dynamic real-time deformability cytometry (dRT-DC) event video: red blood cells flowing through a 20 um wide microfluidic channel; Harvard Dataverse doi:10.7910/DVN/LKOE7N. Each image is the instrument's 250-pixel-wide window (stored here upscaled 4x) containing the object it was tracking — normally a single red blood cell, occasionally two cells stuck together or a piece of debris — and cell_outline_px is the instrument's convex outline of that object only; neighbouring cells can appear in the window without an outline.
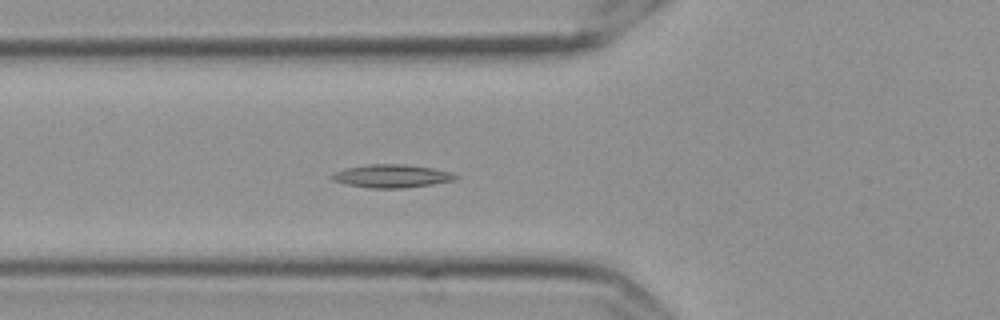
{"species": "Egyptian fruit bat (a non-hibernating species)", "species_latin": "Rousettus aegyptiacus", "temperature_condition": "cold", "stored_images_in_passage": 59, "camera_frame_rate_fps": 3000, "um_per_image_px": 0.085, "frame": {"image": 1, "passage_image": 23, "time_ms": 7.333, "image_size_px": [1000, 320], "cell_outline_px": [[460, 176], [456, 180], [432, 184], [404, 188], [368, 188], [344, 184], [332, 180], [328, 176], [332, 172], [344, 168], [368, 164], [404, 164], [432, 168], [452, 172]], "centroid_in_image_um": [33.25, 14.96], "position_along_channel_um": 92.6, "area_um2": 16.99}}
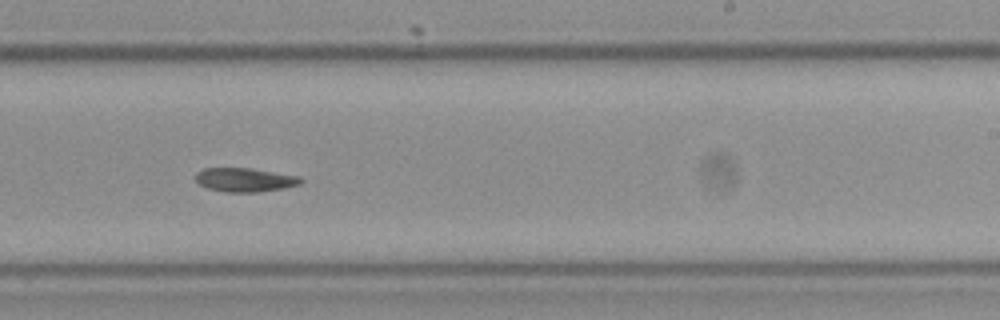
{"frame": {"image": 2, "passage_image": 38, "time_ms": 12.333, "image_size_px": [1000, 320], "cell_outline_px": [[304, 180], [300, 184], [280, 188], [256, 192], [224, 192], [208, 188], [200, 184], [196, 180], [196, 172], [204, 168], [252, 168], [300, 176]], "centroid_in_image_um": [20.81, 15.27], "position_along_channel_um": 268.2, "area_um2": 14.57}}
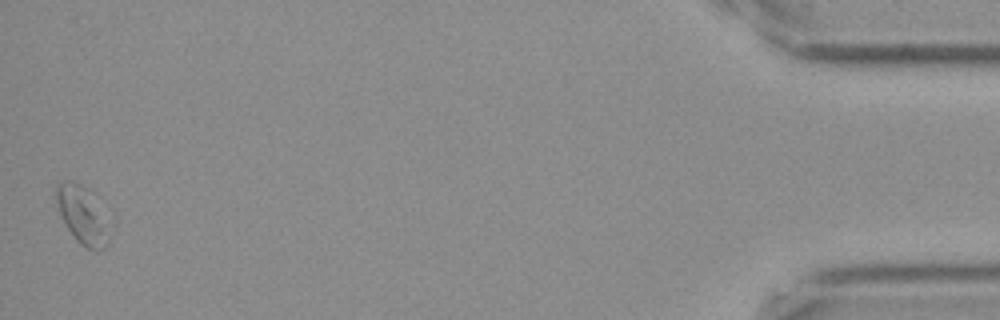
{"frame": {"image": 3, "passage_image": 59, "time_ms": 19.333, "image_size_px": [1000, 320], "cell_outline_px": [[108, 244], [100, 252], [96, 252], [80, 244], [76, 240], [64, 224], [56, 200], [56, 184], [60, 180], [72, 180], [88, 188], [108, 240]], "centroid_in_image_um": [6.86, 18.27], "position_along_channel_um": 428.3, "area_um2": 16.59}}